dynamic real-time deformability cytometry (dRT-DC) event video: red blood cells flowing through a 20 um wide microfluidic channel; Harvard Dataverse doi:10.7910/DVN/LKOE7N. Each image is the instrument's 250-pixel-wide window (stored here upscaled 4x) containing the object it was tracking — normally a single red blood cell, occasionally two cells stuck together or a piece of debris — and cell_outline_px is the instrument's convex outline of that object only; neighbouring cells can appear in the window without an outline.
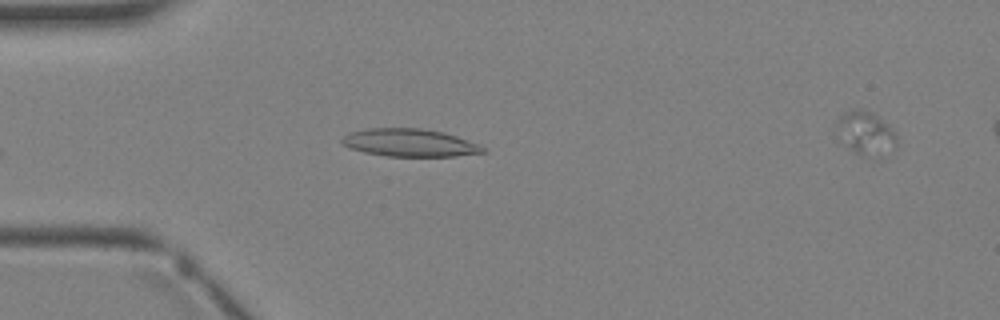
{"species": "Egyptian fruit bat (a non-hibernating species)", "species_latin": "Rousettus aegyptiacus", "temperature_condition": "warm", "stored_images_in_passage": 3, "camera_frame_rate_fps": 3000, "um_per_image_px": 0.085, "animal": {"sex": "female"}, "frame": {"image": 1, "passage_image": 2, "time_ms": 1.333, "image_size_px": [1000, 320], "cell_outline_px": [[488, 152], [456, 156], [388, 156], [364, 152], [348, 148], [340, 140], [348, 132], [368, 128], [420, 128], [444, 132], [456, 136], [488, 148]], "centroid_in_image_um": [34.83, 12.13], "position_along_channel_um": 50.2, "area_um2": 22.89}}